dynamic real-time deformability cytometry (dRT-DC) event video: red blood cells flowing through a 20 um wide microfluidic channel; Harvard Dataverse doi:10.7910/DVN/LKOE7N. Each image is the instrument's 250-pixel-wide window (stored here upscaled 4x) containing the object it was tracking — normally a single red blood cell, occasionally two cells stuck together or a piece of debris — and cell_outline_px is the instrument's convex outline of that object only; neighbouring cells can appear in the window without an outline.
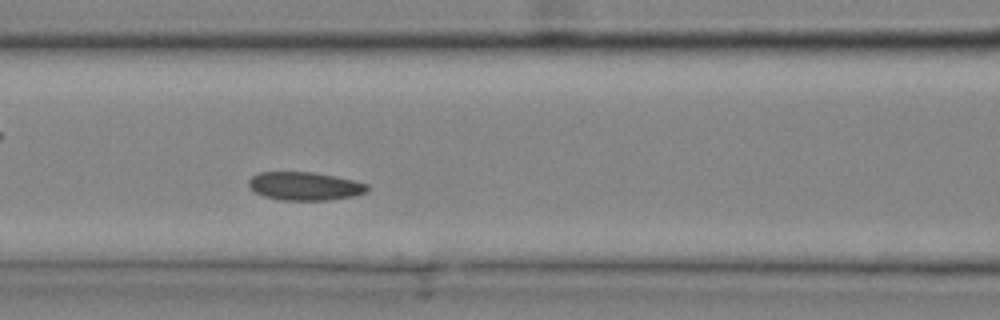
{"species": "common noctule bat (a hibernating species)", "species_latin": "Nyctalus noctula", "temperature_condition": "cold", "stored_images_in_passage": 29, "camera_frame_rate_fps": 3000, "um_per_image_px": 0.085, "animal": {"sex": "male", "body_mass_g": 20.4}, "frame": {"image": 1, "passage_image": 9, "time_ms": 2.667, "image_size_px": [1000, 320], "cell_outline_px": [[368, 192], [352, 196], [328, 200], [280, 200], [264, 196], [256, 192], [248, 184], [248, 180], [252, 176], [260, 172], [312, 172], [336, 176], [368, 184]], "centroid_in_image_um": [25.91, 15.82], "position_along_channel_um": 140.7, "area_um2": 19.48}}